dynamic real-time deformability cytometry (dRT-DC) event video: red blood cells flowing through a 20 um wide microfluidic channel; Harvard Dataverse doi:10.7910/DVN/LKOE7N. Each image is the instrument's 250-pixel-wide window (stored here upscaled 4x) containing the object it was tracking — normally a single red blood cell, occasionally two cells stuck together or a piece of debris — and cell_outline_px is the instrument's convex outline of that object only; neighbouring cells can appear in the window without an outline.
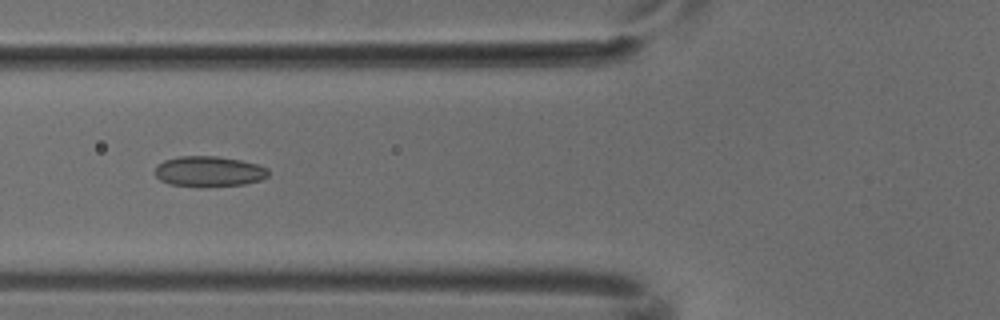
{"species": "common noctule bat (a hibernating species)", "species_latin": "Nyctalus noctula", "temperature_condition": "cold", "stored_images_in_passage": 4, "camera_frame_rate_fps": 3000, "um_per_image_px": 0.085, "animal": {"sex": "male", "body_mass_g": 18.8}, "frame": {"image": 1, "passage_image": 4, "time_ms": 1.0, "image_size_px": [1000, 320], "cell_outline_px": [[268, 176], [260, 180], [244, 184], [200, 188], [168, 184], [160, 180], [156, 176], [156, 164], [164, 160], [180, 156], [216, 156], [240, 160], [256, 164], [268, 168]], "centroid_in_image_um": [17.73, 14.59], "position_along_channel_um": 108.1, "area_um2": 20.4}}